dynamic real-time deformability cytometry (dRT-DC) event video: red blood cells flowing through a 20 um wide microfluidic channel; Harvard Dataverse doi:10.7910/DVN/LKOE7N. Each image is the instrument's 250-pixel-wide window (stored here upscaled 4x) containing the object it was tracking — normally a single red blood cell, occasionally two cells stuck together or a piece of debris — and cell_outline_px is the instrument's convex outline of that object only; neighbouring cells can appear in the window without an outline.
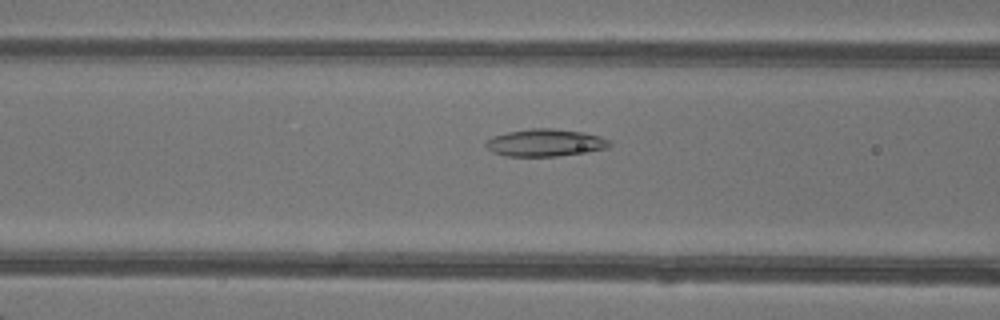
{"species": "common noctule bat (a hibernating species)", "species_latin": "Nyctalus noctula", "temperature_condition": "warm", "stored_images_in_passage": 49, "camera_frame_rate_fps": 3000, "um_per_image_px": 0.085, "animal": {"sex": "female"}, "frame": {"image": 1, "passage_image": 21, "time_ms": 6.667, "image_size_px": [1000, 320], "cell_outline_px": [[612, 144], [608, 148], [588, 152], [556, 156], [504, 156], [492, 152], [484, 144], [492, 136], [508, 132], [532, 128], [552, 128], [580, 132], [600, 136], [608, 140]], "centroid_in_image_um": [46.34, 12.14], "position_along_channel_um": 120.3, "area_um2": 19.65}}
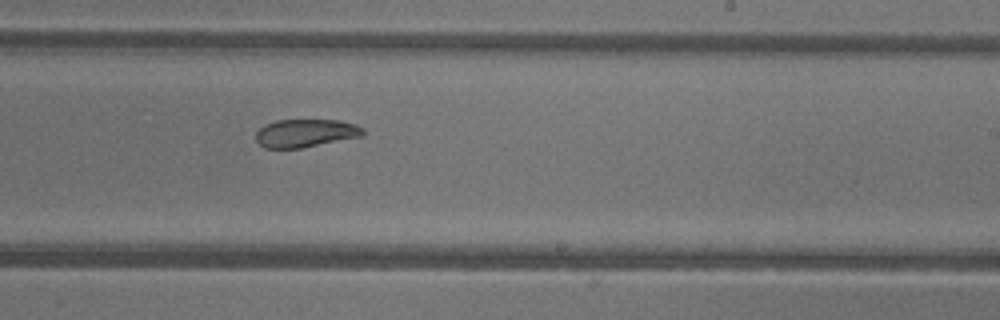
{"frame": {"image": 2, "passage_image": 31, "time_ms": 10.0, "image_size_px": [1000, 320], "cell_outline_px": [[364, 136], [300, 148], [264, 148], [256, 140], [256, 132], [264, 124], [276, 120], [340, 120], [356, 124], [364, 128]], "centroid_in_image_um": [25.99, 11.31], "position_along_channel_um": 263.0, "area_um2": 17.63}}
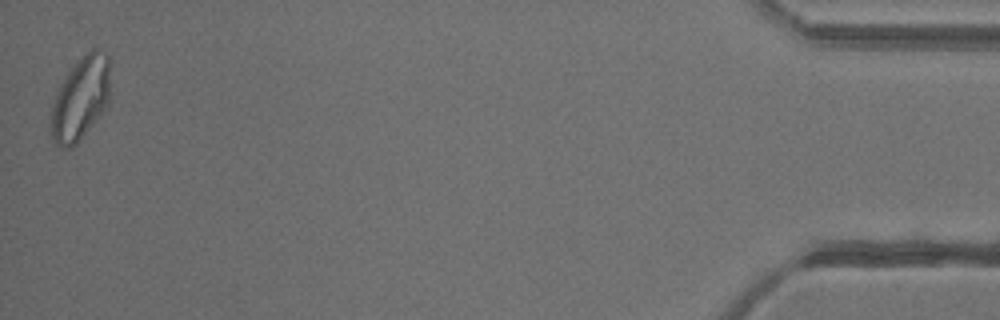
{"frame": {"image": 3, "passage_image": 49, "time_ms": 16.0, "image_size_px": [1000, 320], "cell_outline_px": [[108, 104], [76, 144], [72, 148], [60, 148], [52, 140], [52, 104], [56, 88], [68, 72], [92, 48], [100, 48], [108, 52]], "centroid_in_image_um": [6.82, 8.37], "position_along_channel_um": 428.4, "area_um2": 28.26}, "authors_computed_cell_mechanics": {"area_um2": 22.3686, "velocity_mm_per_s": 4.2926, "shape_relaxation_time_tau1_ms": null, "shape_relaxation_time_tau2_ms": 2.7154, "deformation_change_tau1": null, "deformation_change_tau2": 0.0798}}